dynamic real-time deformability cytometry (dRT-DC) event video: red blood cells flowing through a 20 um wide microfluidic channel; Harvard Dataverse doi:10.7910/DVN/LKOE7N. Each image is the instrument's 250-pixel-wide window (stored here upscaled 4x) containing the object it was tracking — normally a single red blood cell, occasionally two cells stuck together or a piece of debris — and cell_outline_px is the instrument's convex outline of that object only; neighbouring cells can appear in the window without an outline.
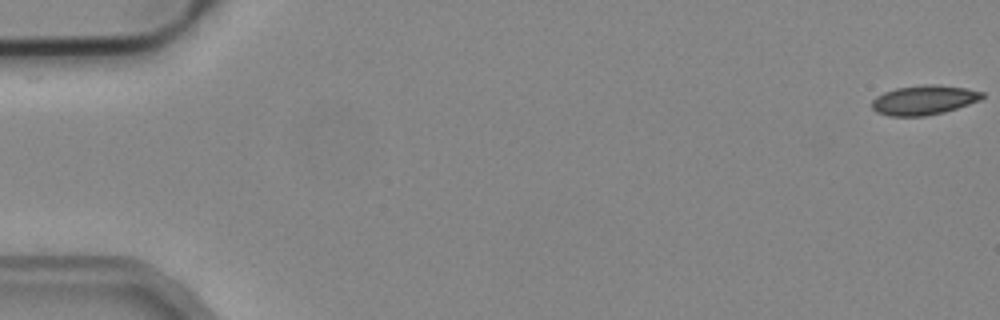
{"species": "common noctule bat (a hibernating species)", "species_latin": "Nyctalus noctula", "temperature_condition": "cold", "stored_images_in_passage": 53, "camera_frame_rate_fps": 3000, "um_per_image_px": 0.085, "animal": {"sex": "male", "body_mass_g": 19.2, "forearm_length_mm": 51.8}, "frame": {"image": 1, "passage_image": 1, "time_ms": 0.0, "image_size_px": [1000, 320], "cell_outline_px": [[984, 96], [980, 100], [944, 112], [924, 116], [888, 116], [876, 112], [872, 108], [872, 100], [876, 96], [884, 92], [896, 88], [924, 84], [940, 84], [968, 88], [984, 92]], "centroid_in_image_um": [78.53, 8.49], "position_along_channel_um": 6.5, "area_um2": 19.13}}
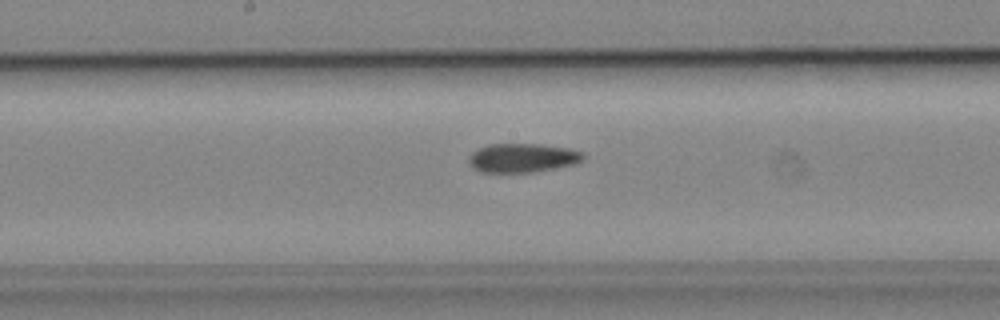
{"frame": {"image": 2, "passage_image": 28, "time_ms": 9.0, "image_size_px": [1000, 320], "cell_outline_px": [[584, 160], [576, 164], [556, 168], [532, 172], [480, 172], [472, 168], [468, 164], [468, 156], [472, 152], [488, 144], [540, 144], [568, 148], [584, 152]], "centroid_in_image_um": [44.41, 13.42], "position_along_channel_um": 203.8, "area_um2": 19.54}}
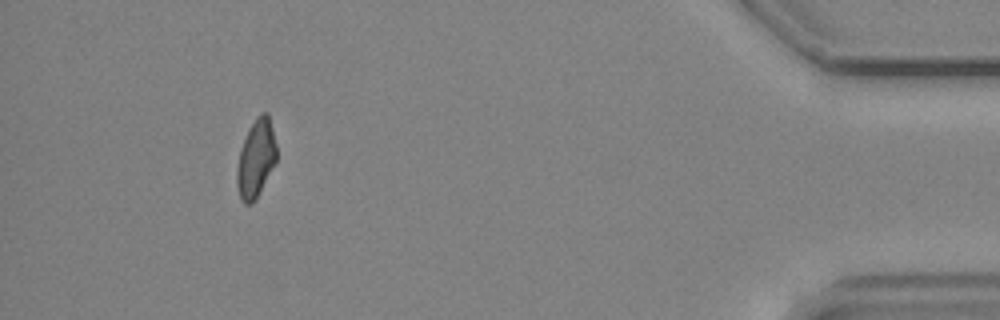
{"frame": {"image": 3, "passage_image": 49, "time_ms": 16.0, "image_size_px": [1000, 320], "cell_outline_px": [[276, 160], [252, 204], [244, 204], [240, 200], [236, 184], [236, 168], [240, 148], [248, 128], [256, 116], [260, 112], [268, 112], [276, 144]], "centroid_in_image_um": [21.72, 13.44], "position_along_channel_um": 413.5, "area_um2": 17.98}}